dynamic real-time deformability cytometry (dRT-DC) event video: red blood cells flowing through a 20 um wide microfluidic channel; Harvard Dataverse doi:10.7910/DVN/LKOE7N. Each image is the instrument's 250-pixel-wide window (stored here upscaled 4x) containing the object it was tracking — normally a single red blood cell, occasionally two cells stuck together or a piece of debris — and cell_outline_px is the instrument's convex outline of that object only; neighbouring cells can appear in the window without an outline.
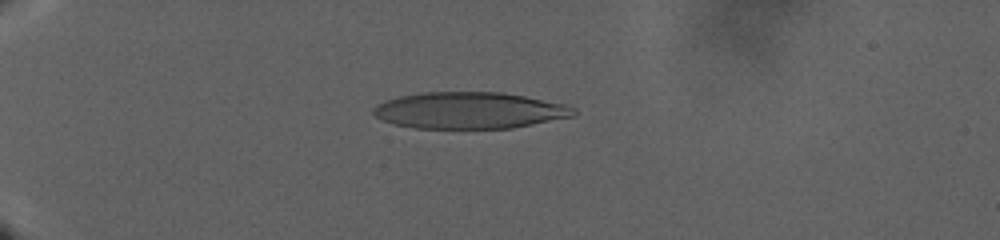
{"species": "human", "species_latin": "Homo sapiens", "temperature_condition": "warm", "stored_images_in_passage": 162, "camera_frame_rate_fps": 3000, "um_per_image_px": 0.085, "donor": {"sex": "male"}, "frame": {"image": 1, "passage_image": 49, "time_ms": 16.0, "image_size_px": [1000, 240], "cell_outline_px": [[576, 116], [512, 128], [416, 128], [396, 124], [380, 120], [372, 112], [372, 108], [376, 104], [384, 100], [400, 96], [424, 92], [504, 92], [564, 104], [576, 108]], "centroid_in_image_um": [39.9, 9.38], "position_along_channel_um": 45.1, "area_um2": 42.77}}
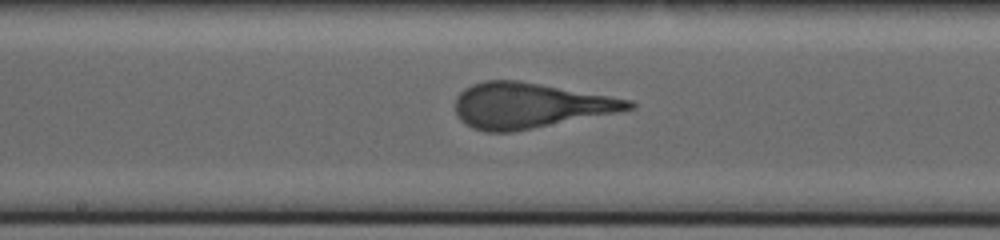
{"frame": {"image": 2, "passage_image": 97, "time_ms": 32.0, "image_size_px": [1000, 240], "cell_outline_px": [[636, 108], [616, 112], [512, 132], [488, 132], [472, 128], [464, 124], [456, 116], [456, 96], [464, 88], [472, 84], [484, 80], [516, 80], [540, 84], [632, 100], [636, 104]], "centroid_in_image_um": [44.97, 8.97], "position_along_channel_um": 203.2, "area_um2": 45.49}}
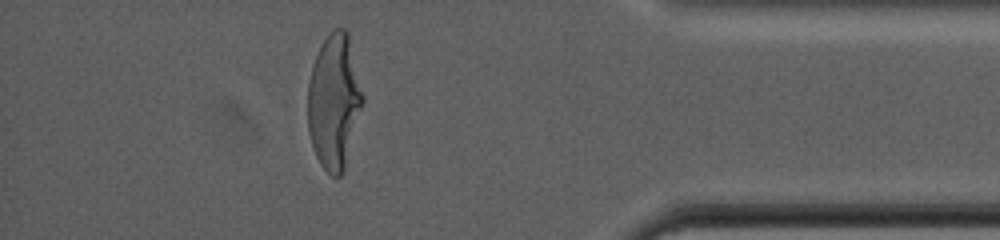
{"frame": {"image": 3, "passage_image": 147, "time_ms": 48.667, "image_size_px": [1000, 240], "cell_outline_px": [[364, 100], [344, 172], [340, 176], [332, 176], [320, 164], [316, 156], [308, 132], [308, 84], [312, 64], [324, 40], [332, 28], [344, 28], [348, 32], [364, 96]], "centroid_in_image_um": [28.41, 8.63], "position_along_channel_um": 406.8, "area_um2": 43.23}}